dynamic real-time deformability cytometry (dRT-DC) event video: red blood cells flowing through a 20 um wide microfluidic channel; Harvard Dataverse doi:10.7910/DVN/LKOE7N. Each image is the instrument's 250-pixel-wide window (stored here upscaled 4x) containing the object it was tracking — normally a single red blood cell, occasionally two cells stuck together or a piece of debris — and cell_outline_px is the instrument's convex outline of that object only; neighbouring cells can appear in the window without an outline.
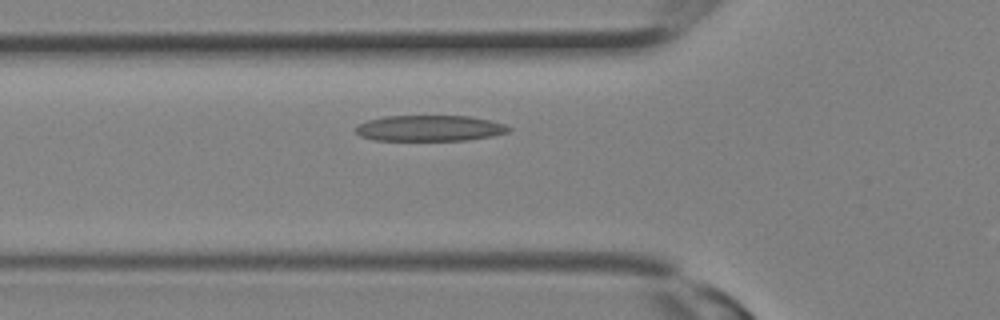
{"species": "Egyptian fruit bat (a non-hibernating species)", "species_latin": "Rousettus aegyptiacus", "temperature_condition": "room temperature", "stored_images_in_passage": 12, "camera_frame_rate_fps": 3000, "um_per_image_px": 0.085, "animal": {"sex": "female"}, "frame": {"image": 1, "passage_image": 3, "time_ms": 0.667, "image_size_px": [1000, 320], "cell_outline_px": [[512, 128], [508, 132], [492, 136], [468, 140], [372, 140], [360, 136], [356, 132], [356, 128], [360, 124], [368, 120], [384, 116], [468, 116], [492, 120], [504, 124]], "centroid_in_image_um": [36.54, 10.9], "position_along_channel_um": 89.3, "area_um2": 23.06}}
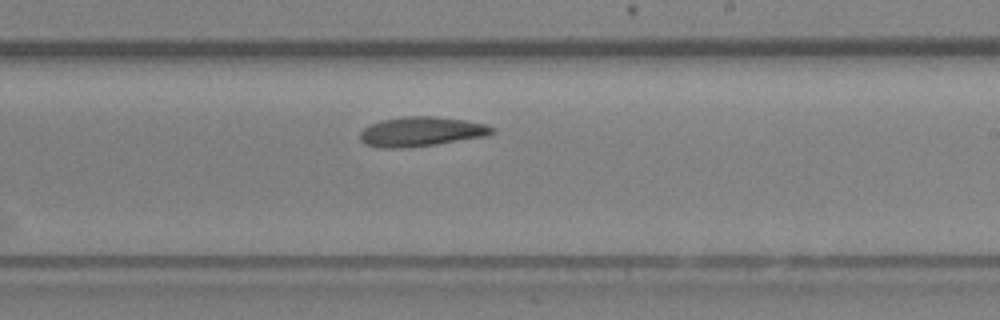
{"frame": {"image": 2, "passage_image": 10, "time_ms": 3.0, "image_size_px": [1000, 320], "cell_outline_px": [[496, 132], [488, 136], [436, 144], [400, 148], [384, 148], [364, 144], [360, 140], [360, 132], [368, 124], [380, 120], [404, 116], [436, 116], [464, 120], [488, 124]], "centroid_in_image_um": [35.8, 11.18], "position_along_channel_um": 253.2, "area_um2": 22.95}}
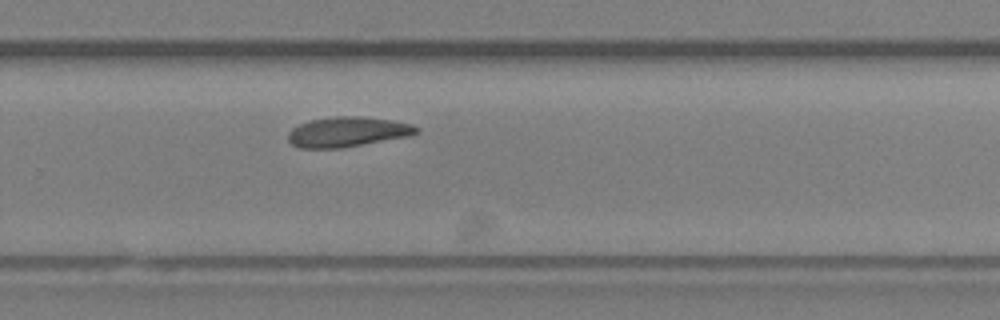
{"frame": {"image": 3, "passage_image": 12, "time_ms": 3.667, "image_size_px": [1000, 320], "cell_outline_px": [[420, 132], [408, 136], [340, 148], [300, 148], [292, 144], [288, 140], [288, 132], [292, 128], [308, 120], [336, 116], [368, 116], [392, 120], [412, 124], [420, 128]], "centroid_in_image_um": [29.54, 11.19], "position_along_channel_um": 300.3, "area_um2": 22.54}}